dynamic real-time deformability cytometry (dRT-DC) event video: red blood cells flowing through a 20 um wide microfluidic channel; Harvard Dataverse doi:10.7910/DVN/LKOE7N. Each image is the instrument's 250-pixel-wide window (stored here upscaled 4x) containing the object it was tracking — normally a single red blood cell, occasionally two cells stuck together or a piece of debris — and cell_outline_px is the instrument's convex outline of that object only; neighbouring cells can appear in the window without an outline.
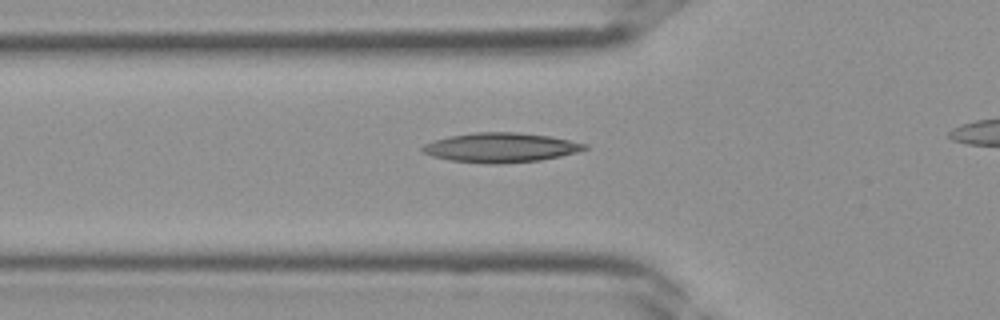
{"species": "Egyptian fruit bat (a non-hibernating species)", "species_latin": "Rousettus aegyptiacus", "temperature_condition": "room temperature", "stored_images_in_passage": 29, "camera_frame_rate_fps": 3000, "um_per_image_px": 0.085, "frame": {"image": 1, "passage_image": 9, "time_ms": 2.667, "image_size_px": [1000, 320], "cell_outline_px": [[588, 148], [576, 152], [560, 156], [540, 160], [504, 164], [488, 164], [448, 160], [432, 156], [424, 152], [420, 148], [424, 144], [432, 140], [448, 136], [476, 132], [516, 132], [552, 136], [588, 144]], "centroid_in_image_um": [42.55, 12.54], "position_along_channel_um": 83.3, "area_um2": 28.15}}
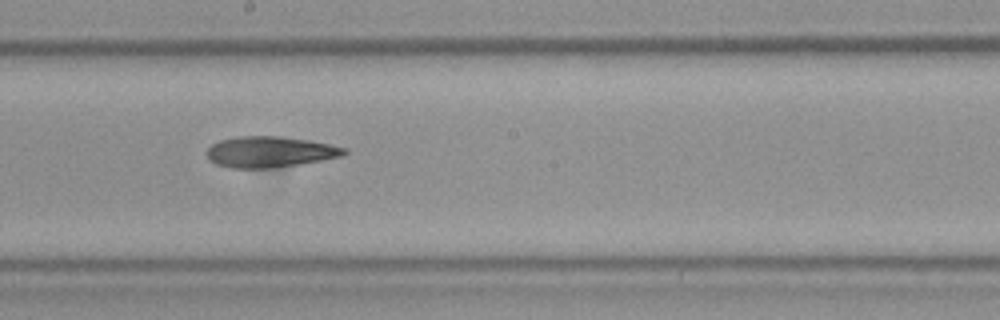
{"frame": {"image": 2, "passage_image": 17, "time_ms": 5.333, "image_size_px": [1000, 320], "cell_outline_px": [[348, 152], [344, 156], [300, 164], [276, 168], [232, 168], [216, 164], [208, 160], [204, 152], [212, 144], [220, 140], [236, 136], [280, 136], [308, 140], [348, 148]], "centroid_in_image_um": [22.93, 12.91], "position_along_channel_um": 225.3, "area_um2": 25.09}}
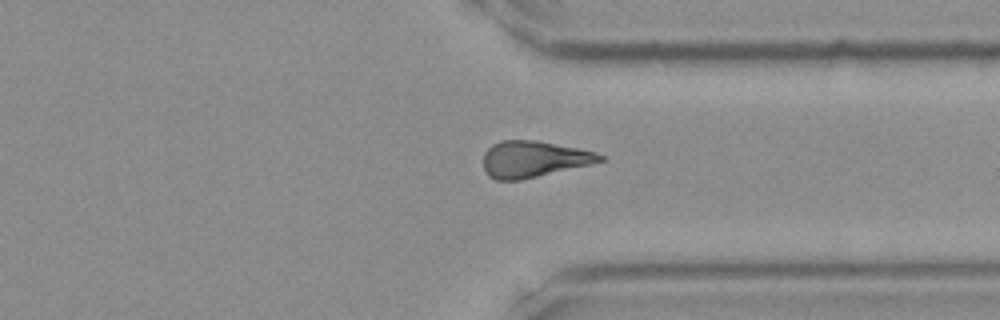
{"frame": {"image": 3, "passage_image": 25, "time_ms": 8.0, "image_size_px": [1000, 320], "cell_outline_px": [[608, 160], [592, 164], [520, 180], [496, 180], [488, 176], [484, 168], [484, 152], [492, 144], [500, 140], [536, 140], [596, 152], [604, 156]], "centroid_in_image_um": [45.36, 13.52], "position_along_channel_um": 366.0, "area_um2": 24.74}}